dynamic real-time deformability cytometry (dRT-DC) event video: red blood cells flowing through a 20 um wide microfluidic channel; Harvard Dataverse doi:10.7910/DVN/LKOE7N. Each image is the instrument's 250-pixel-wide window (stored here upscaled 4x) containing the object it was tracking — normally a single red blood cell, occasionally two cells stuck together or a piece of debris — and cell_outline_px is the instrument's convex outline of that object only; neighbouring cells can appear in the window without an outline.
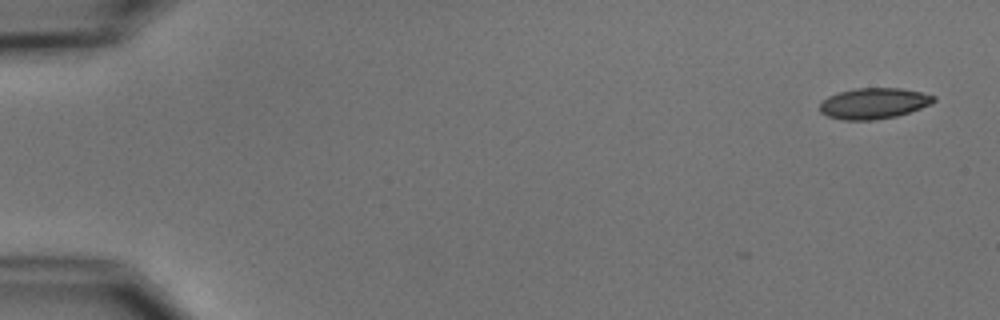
{"species": "common noctule bat (a hibernating species)", "species_latin": "Nyctalus noctula", "temperature_condition": "cold", "stored_images_in_passage": 3, "camera_frame_rate_fps": 3000, "um_per_image_px": 0.085, "animal": {"sex": "male", "body_mass_g": 15.6}, "frame": {"image": 1, "passage_image": 1, "time_ms": 0.0, "image_size_px": [1000, 320], "cell_outline_px": [[936, 100], [920, 108], [896, 116], [872, 120], [844, 120], [828, 116], [820, 112], [820, 100], [828, 96], [840, 92], [856, 88], [900, 88], [920, 92], [936, 96]], "centroid_in_image_um": [74.23, 8.78], "position_along_channel_um": 10.8, "area_um2": 20.35}}